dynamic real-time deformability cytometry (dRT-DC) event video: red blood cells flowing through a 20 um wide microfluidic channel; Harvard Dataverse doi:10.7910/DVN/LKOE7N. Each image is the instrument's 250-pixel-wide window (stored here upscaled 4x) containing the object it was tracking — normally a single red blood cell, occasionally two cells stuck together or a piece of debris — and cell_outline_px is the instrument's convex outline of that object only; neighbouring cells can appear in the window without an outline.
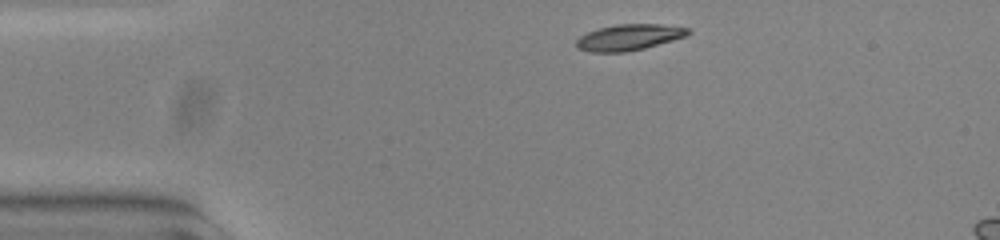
{"species": "common noctule bat (a hibernating species)", "species_latin": "Nyctalus noctula", "temperature_condition": "warm", "stored_images_in_passage": 46, "segment_of_instrument_passage": [1, 2], "camera_frame_rate_fps": 3000, "um_per_image_px": 0.085, "animal": {"sex": "female", "body_mass_g": 23.0, "forearm_length_mm": 53.4}, "frame": {"image": 1, "passage_image": 1, "time_ms": 0.0, "image_size_px": [1000, 240], "cell_outline_px": [[692, 32], [684, 36], [672, 40], [644, 48], [624, 52], [592, 52], [576, 48], [576, 40], [580, 36], [588, 32], [600, 28], [616, 24], [660, 24], [692, 28]], "centroid_in_image_um": [53.47, 3.16], "position_along_channel_um": 31.5, "area_um2": 16.88}}
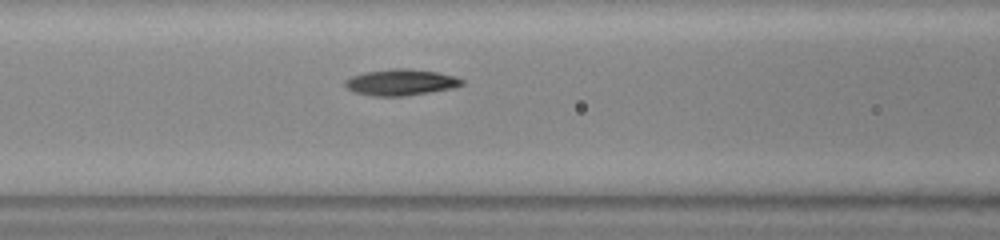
{"frame": {"image": 2, "passage_image": 13, "time_ms": 4.0, "image_size_px": [1000, 240], "cell_outline_px": [[464, 84], [452, 88], [404, 96], [372, 96], [352, 92], [344, 84], [344, 80], [352, 76], [364, 72], [392, 68], [408, 68], [436, 72], [452, 76], [464, 80]], "centroid_in_image_um": [34.02, 6.99], "position_along_channel_um": 132.6, "area_um2": 17.8}}
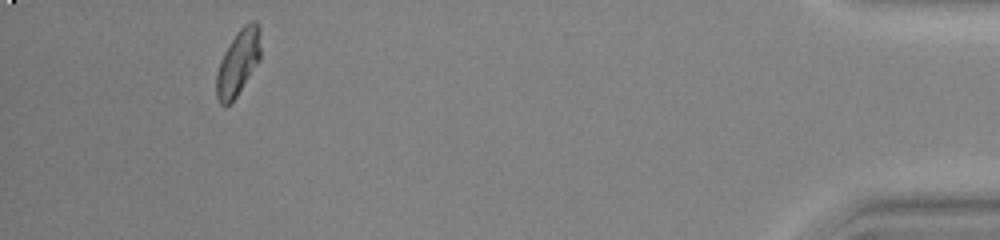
{"frame": {"image": 3, "passage_image": 41, "time_ms": 13.333, "image_size_px": [1000, 240], "cell_outline_px": [[260, 60], [236, 96], [224, 108], [220, 104], [216, 96], [216, 76], [220, 60], [224, 52], [236, 32], [244, 24], [252, 20], [256, 20], [260, 28]], "centroid_in_image_um": [20.24, 5.29], "position_along_channel_um": 415.0, "area_um2": 16.94}}